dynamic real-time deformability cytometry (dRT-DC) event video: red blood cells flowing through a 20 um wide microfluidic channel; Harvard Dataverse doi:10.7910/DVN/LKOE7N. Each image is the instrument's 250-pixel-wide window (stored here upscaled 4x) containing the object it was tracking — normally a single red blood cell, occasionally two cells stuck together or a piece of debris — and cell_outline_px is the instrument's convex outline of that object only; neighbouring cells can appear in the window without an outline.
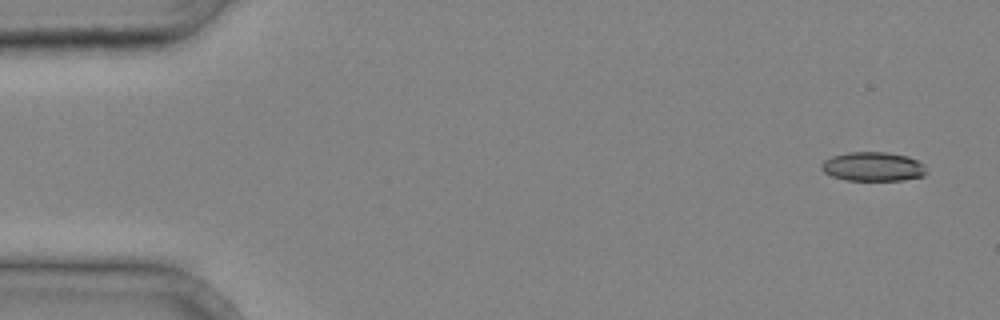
{"species": "common noctule bat (a hibernating species)", "species_latin": "Nyctalus noctula", "temperature_condition": "cold", "stored_images_in_passage": 11, "camera_frame_rate_fps": 3000, "um_per_image_px": 0.085, "animal": {"sex": "male", "body_mass_g": 20.4}, "frame": {"image": 1, "passage_image": 2, "time_ms": 0.333, "image_size_px": [1000, 320], "cell_outline_px": [[928, 172], [924, 176], [904, 180], [844, 180], [832, 176], [824, 172], [820, 168], [820, 164], [824, 160], [832, 156], [848, 152], [888, 152], [908, 156], [924, 164]], "centroid_in_image_um": [74.21, 14.16], "position_along_channel_um": 10.8, "area_um2": 18.03}}
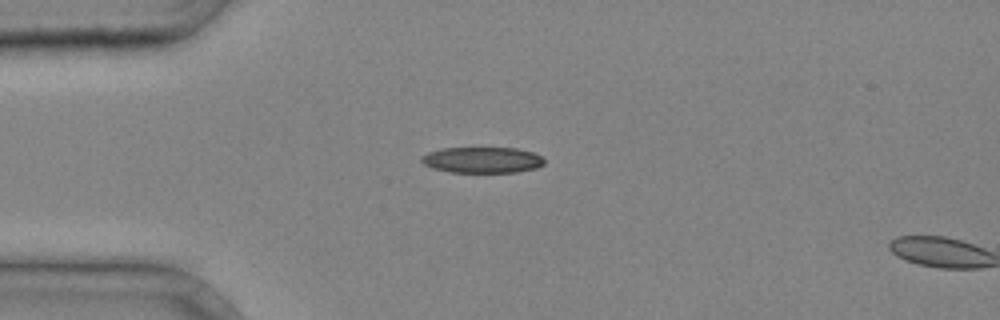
{"frame": {"image": 2, "passage_image": 10, "time_ms": 3.0, "image_size_px": [1000, 320], "cell_outline_px": [[544, 164], [536, 168], [516, 172], [452, 172], [432, 168], [424, 164], [420, 160], [420, 156], [428, 152], [444, 148], [516, 148], [532, 152], [540, 156], [544, 160]], "centroid_in_image_um": [40.97, 13.59], "position_along_channel_um": 44.0, "area_um2": 18.5}}